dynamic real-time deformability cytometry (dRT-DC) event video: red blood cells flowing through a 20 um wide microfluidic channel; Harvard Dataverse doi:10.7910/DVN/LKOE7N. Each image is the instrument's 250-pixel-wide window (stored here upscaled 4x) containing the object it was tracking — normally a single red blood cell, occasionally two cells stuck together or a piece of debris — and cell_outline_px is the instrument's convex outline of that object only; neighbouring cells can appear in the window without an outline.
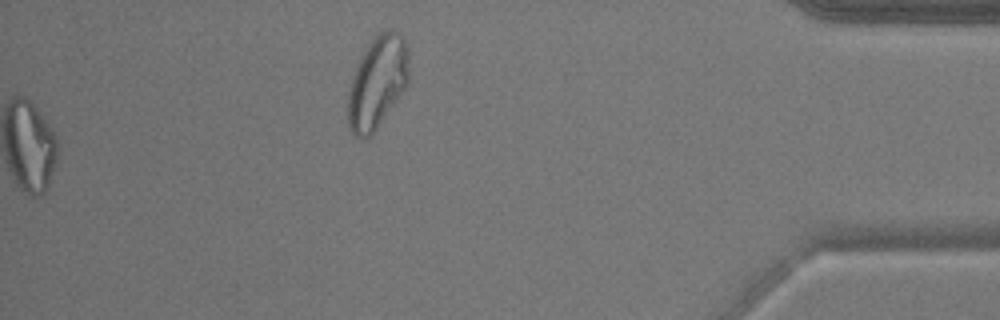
{"species": "common noctule bat (a hibernating species)", "species_latin": "Nyctalus noctula", "temperature_condition": "warm", "stored_images_in_passage": 49, "segment_of_instrument_passage": [2, 2], "camera_frame_rate_fps": 3000, "um_per_image_px": 0.085, "animal": {"sex": "male", "body_mass_g": 17.9}, "frame": {"image": 1, "passage_image": 49, "time_ms": 16.0, "image_size_px": [1000, 320], "cell_outline_px": [[408, 80], [404, 88], [372, 136], [356, 136], [352, 132], [348, 124], [348, 92], [352, 76], [368, 44], [384, 28], [392, 28], [400, 32], [404, 36], [408, 48]], "centroid_in_image_um": [32.09, 6.94], "position_along_channel_um": 403.1, "area_um2": 32.54}}